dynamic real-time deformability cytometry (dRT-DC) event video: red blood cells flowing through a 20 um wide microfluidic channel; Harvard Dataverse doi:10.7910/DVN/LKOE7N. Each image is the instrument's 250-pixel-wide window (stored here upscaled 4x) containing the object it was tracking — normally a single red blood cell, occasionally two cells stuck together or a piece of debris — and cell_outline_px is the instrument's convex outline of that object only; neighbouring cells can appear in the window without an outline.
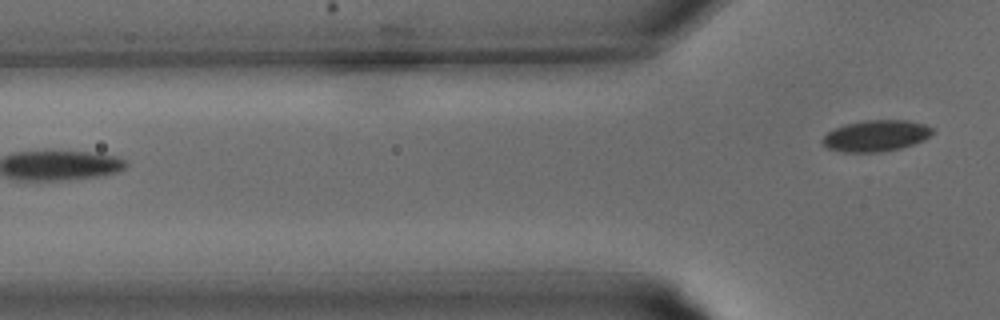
{"species": "common noctule bat (a hibernating species)", "species_latin": "Nyctalus noctula", "temperature_condition": "warm", "stored_images_in_passage": 12, "segment_of_instrument_passage": [2, 2], "camera_frame_rate_fps": 3000, "um_per_image_px": 0.085, "animal": {"sex": "male", "body_mass_g": 15.6}, "frame": {"image": 1, "passage_image": 12, "time_ms": 3.667, "image_size_px": [1000, 320], "cell_outline_px": [[932, 132], [924, 140], [900, 148], [880, 152], [844, 152], [828, 148], [820, 140], [828, 132], [844, 124], [864, 120], [908, 120], [924, 124], [932, 128]], "centroid_in_image_um": [74.43, 11.53], "position_along_channel_um": 51.4, "area_um2": 19.88}}